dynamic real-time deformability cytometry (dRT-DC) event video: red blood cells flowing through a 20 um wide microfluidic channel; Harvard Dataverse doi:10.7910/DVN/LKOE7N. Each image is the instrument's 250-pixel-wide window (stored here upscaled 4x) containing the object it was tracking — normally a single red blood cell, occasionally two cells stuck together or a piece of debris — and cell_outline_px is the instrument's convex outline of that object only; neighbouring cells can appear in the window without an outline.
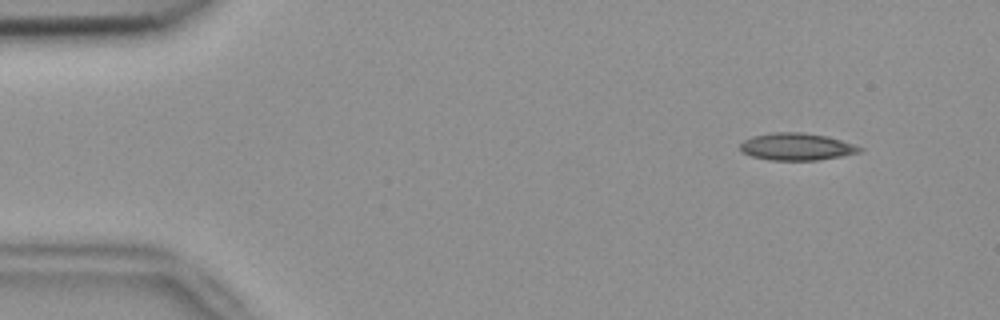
{"species": "common noctule bat (a hibernating species)", "species_latin": "Nyctalus noctula", "temperature_condition": "room temperature", "stored_images_in_passage": 53, "camera_frame_rate_fps": 3000, "um_per_image_px": 0.085, "animal": {"sex": "female", "body_mass_g": 18.4}, "frame": {"image": 1, "passage_image": 5, "time_ms": 1.333, "image_size_px": [1000, 320], "cell_outline_px": [[864, 148], [860, 152], [840, 156], [816, 160], [768, 160], [752, 156], [744, 152], [740, 148], [740, 144], [744, 140], [752, 136], [772, 132], [800, 132], [828, 136]], "centroid_in_image_um": [67.69, 12.46], "position_along_channel_um": 17.3, "area_um2": 18.79}}
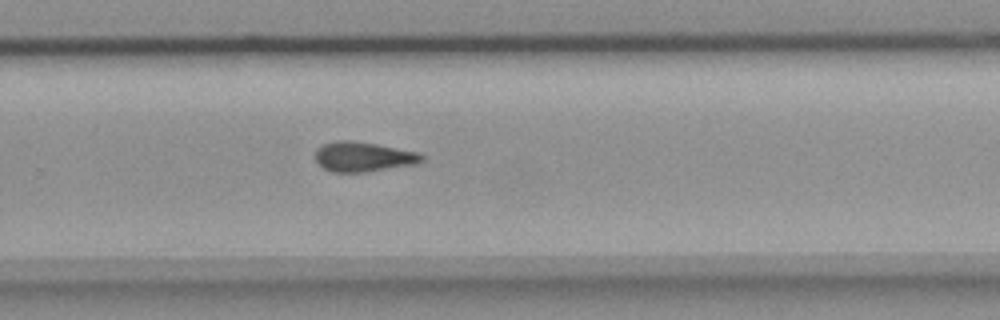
{"frame": {"image": 2, "passage_image": 35, "time_ms": 11.333, "image_size_px": [1000, 320], "cell_outline_px": [[424, 160], [416, 164], [368, 172], [332, 172], [324, 168], [316, 160], [316, 148], [324, 144], [336, 140], [352, 140], [376, 144], [420, 152], [424, 156]], "centroid_in_image_um": [30.91, 13.32], "position_along_channel_um": 298.9, "area_um2": 18.61}}
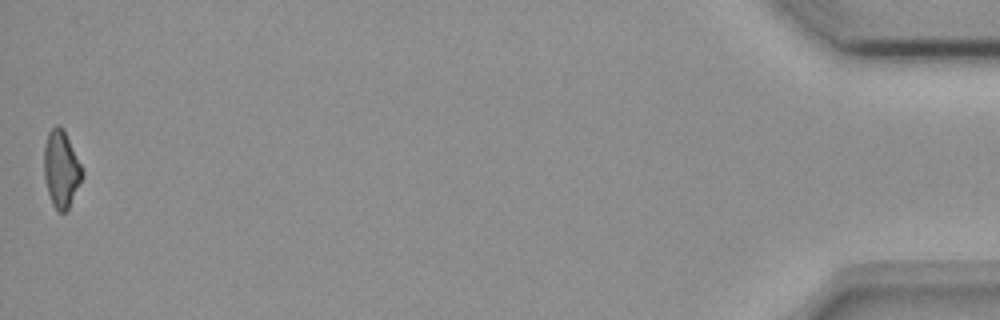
{"frame": {"image": 3, "passage_image": 53, "time_ms": 17.333, "image_size_px": [1000, 320], "cell_outline_px": [[84, 176], [68, 208], [64, 212], [56, 212], [52, 204], [48, 192], [44, 176], [44, 144], [48, 132], [56, 124], [60, 124], [84, 172]], "centroid_in_image_um": [5.19, 14.39], "position_along_channel_um": 430.0, "area_um2": 16.94}, "authors_computed_cell_mechanics": {"area_um2": 18.496, "velocity_mm_per_s": 3.7752, "shape_relaxation_time_tau1_ms": 9.2698, "shape_relaxation_time_tau2_ms": 5.4864, "deformation_change_tau1": 0.1783, "deformation_change_tau2": 0.1558}}